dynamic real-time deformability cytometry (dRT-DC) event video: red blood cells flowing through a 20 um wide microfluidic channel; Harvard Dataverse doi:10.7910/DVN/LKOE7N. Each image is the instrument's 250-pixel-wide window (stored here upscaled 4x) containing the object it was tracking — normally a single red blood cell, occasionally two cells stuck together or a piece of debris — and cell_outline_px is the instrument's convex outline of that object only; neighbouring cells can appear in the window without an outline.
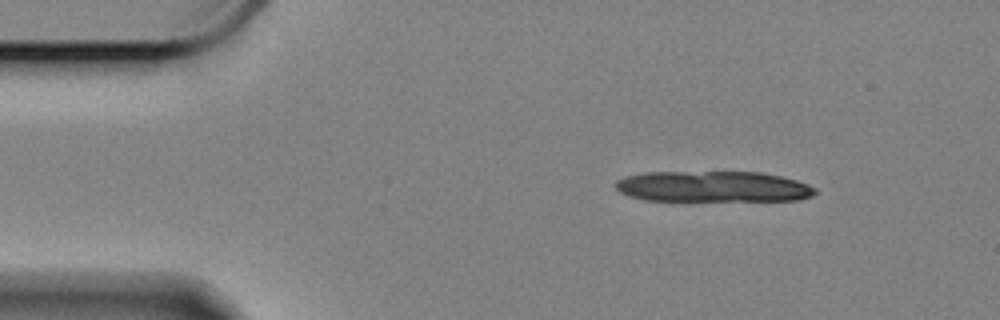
{"species": "Egyptian fruit bat (a non-hibernating species)", "species_latin": "Rousettus aegyptiacus", "temperature_condition": "cold", "stored_images_in_passage": 9, "camera_frame_rate_fps": 3000, "um_per_image_px": 0.085, "animal": {"sex": "female"}, "frame": {"image": 1, "passage_image": 1, "time_ms": 0.0, "image_size_px": [1000, 320], "cell_outline_px": [[816, 192], [812, 196], [800, 200], [644, 200], [628, 196], [620, 192], [616, 188], [616, 180], [624, 176], [644, 172], [760, 172], [780, 176], [796, 180], [808, 184], [816, 188]], "centroid_in_image_um": [60.59, 15.85], "position_along_channel_um": 24.4, "area_um2": 35.95}}